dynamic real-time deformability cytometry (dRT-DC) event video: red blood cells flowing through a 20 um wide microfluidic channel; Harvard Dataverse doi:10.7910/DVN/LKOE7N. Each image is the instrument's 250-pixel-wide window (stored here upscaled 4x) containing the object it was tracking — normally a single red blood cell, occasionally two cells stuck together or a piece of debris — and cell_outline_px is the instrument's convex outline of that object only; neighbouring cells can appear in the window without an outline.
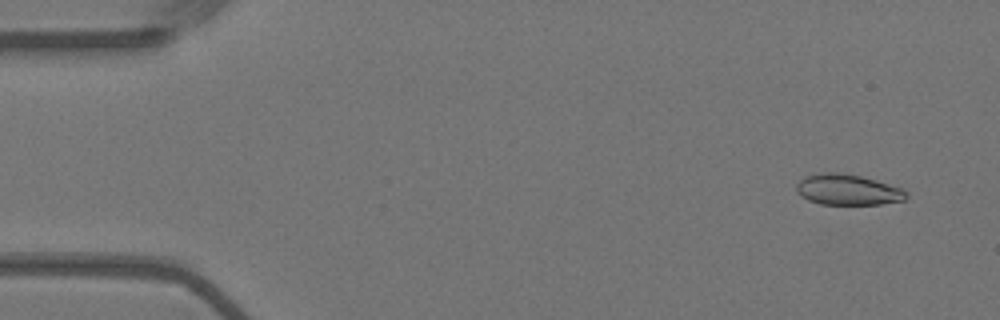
{"species": "Egyptian fruit bat (a non-hibernating species)", "species_latin": "Rousettus aegyptiacus", "temperature_condition": "warm", "stored_images_in_passage": 16, "camera_frame_rate_fps": 3000, "um_per_image_px": 0.085, "animal": {"sex": "female"}, "frame": {"image": 1, "passage_image": 4, "time_ms": 1.0, "image_size_px": [1000, 320], "cell_outline_px": [[908, 196], [904, 200], [880, 204], [820, 204], [808, 200], [800, 196], [796, 192], [796, 184], [804, 176], [812, 172], [836, 172], [860, 176], [876, 180], [904, 188], [908, 192]], "centroid_in_image_um": [72.03, 16.11], "position_along_channel_um": 13.0, "area_um2": 20.0}}
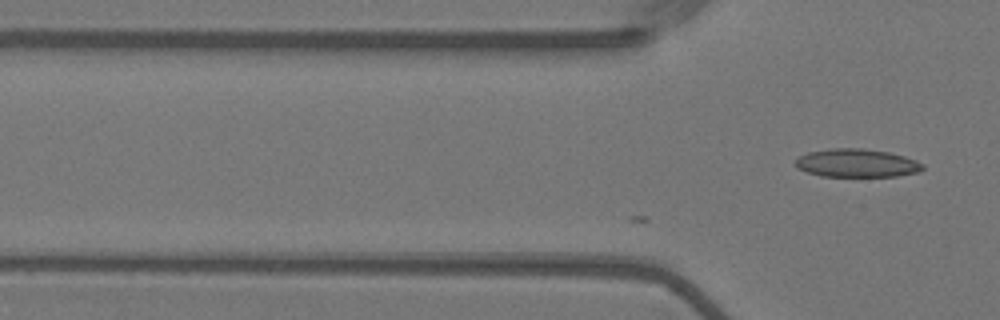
{"frame": {"image": 2, "passage_image": 16, "time_ms": 5.0, "image_size_px": [1000, 320], "cell_outline_px": [[924, 168], [920, 172], [896, 176], [820, 176], [796, 168], [796, 160], [800, 156], [808, 152], [832, 148], [860, 148], [888, 152], [904, 156], [916, 160], [924, 164]], "centroid_in_image_um": [72.85, 13.86], "position_along_channel_um": 53.0, "area_um2": 20.92}}